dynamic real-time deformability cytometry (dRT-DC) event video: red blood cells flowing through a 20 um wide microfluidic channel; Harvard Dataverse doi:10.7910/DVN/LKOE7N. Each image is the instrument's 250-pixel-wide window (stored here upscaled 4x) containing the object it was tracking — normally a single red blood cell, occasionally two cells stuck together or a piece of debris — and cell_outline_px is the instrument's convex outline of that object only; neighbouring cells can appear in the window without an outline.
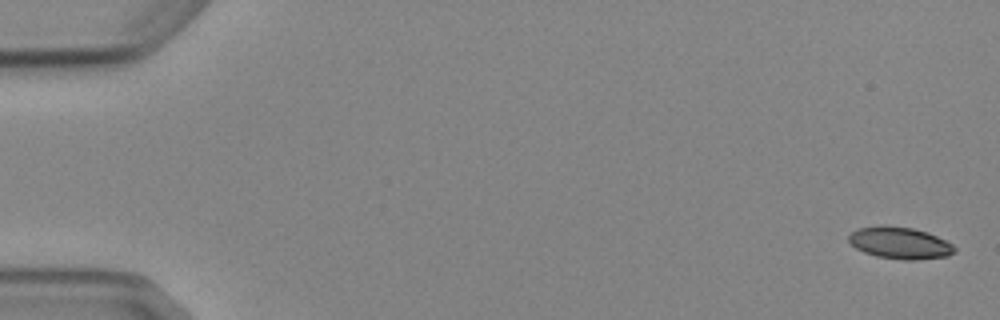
{"species": "Egyptian fruit bat (a non-hibernating species)", "species_latin": "Rousettus aegyptiacus", "temperature_condition": "cold", "stored_images_in_passage": 6, "camera_frame_rate_fps": 3000, "um_per_image_px": 0.085, "animal": {"sex": "female"}, "frame": {"image": 1, "passage_image": 1, "time_ms": 0.0, "image_size_px": [1000, 320], "cell_outline_px": [[956, 252], [948, 256], [916, 260], [904, 260], [876, 256], [864, 252], [856, 248], [848, 240], [848, 236], [852, 232], [860, 228], [884, 224], [912, 228], [928, 232], [952, 244], [956, 248]], "centroid_in_image_um": [76.5, 20.65], "position_along_channel_um": 8.5, "area_um2": 19.71}}
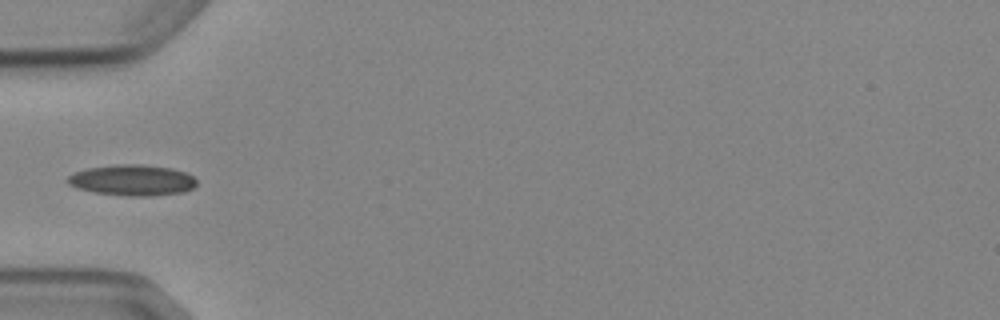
{"frame": {"image": 2, "passage_image": 5, "time_ms": 5.667, "image_size_px": [1000, 320], "cell_outline_px": [[196, 184], [192, 188], [184, 192], [152, 196], [128, 196], [96, 192], [76, 188], [68, 184], [64, 180], [72, 172], [84, 168], [116, 164], [140, 164], [172, 168], [184, 172], [192, 176], [196, 180]], "centroid_in_image_um": [11.19, 15.31], "position_along_channel_um": 73.8, "area_um2": 23.47}}
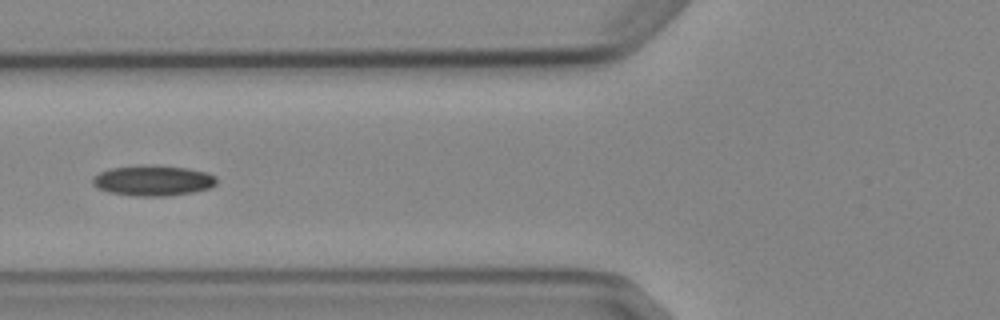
{"frame": {"image": 3, "passage_image": 6, "time_ms": 6.667, "image_size_px": [1000, 320], "cell_outline_px": [[216, 184], [212, 188], [192, 192], [168, 196], [132, 196], [108, 192], [96, 188], [92, 184], [92, 176], [108, 168], [140, 164], [152, 164], [188, 168], [208, 172], [216, 176]], "centroid_in_image_um": [12.98, 15.33], "position_along_channel_um": 112.8, "area_um2": 22.66}}